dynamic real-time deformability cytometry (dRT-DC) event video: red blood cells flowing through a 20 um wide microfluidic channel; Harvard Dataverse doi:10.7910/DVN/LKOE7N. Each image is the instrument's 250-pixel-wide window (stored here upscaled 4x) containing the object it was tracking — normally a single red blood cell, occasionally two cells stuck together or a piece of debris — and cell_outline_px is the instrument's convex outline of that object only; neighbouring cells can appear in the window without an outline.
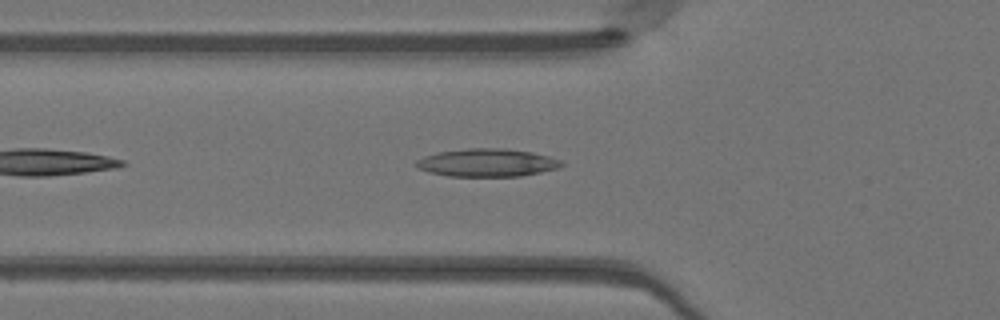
{"species": "Egyptian fruit bat (a non-hibernating species)", "species_latin": "Rousettus aegyptiacus", "temperature_condition": "warm", "stored_images_in_passage": 37, "camera_frame_rate_fps": 3000, "um_per_image_px": 0.085, "animal": {"sex": "female"}, "frame": {"image": 1, "passage_image": 5, "time_ms": 1.333, "image_size_px": [1000, 320], "cell_outline_px": [[564, 164], [560, 168], [520, 176], [448, 176], [428, 172], [416, 168], [416, 160], [424, 156], [440, 152], [468, 148], [508, 148], [532, 152], [548, 156], [560, 160]], "centroid_in_image_um": [41.4, 13.83], "position_along_channel_um": 84.4, "area_um2": 23.7}}
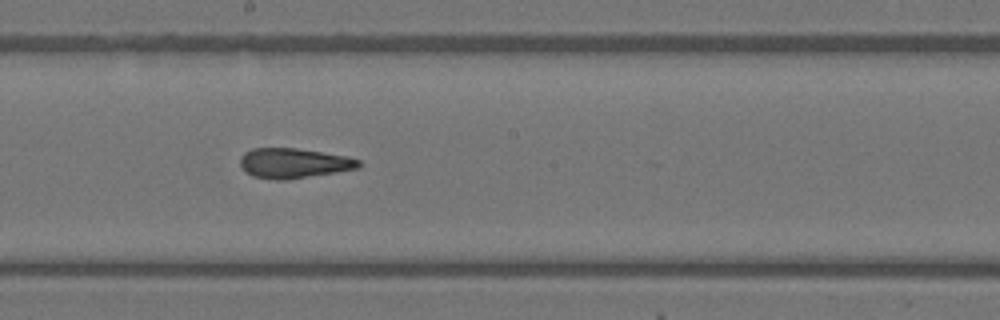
{"frame": {"image": 2, "passage_image": 15, "time_ms": 4.667, "image_size_px": [1000, 320], "cell_outline_px": [[364, 164], [360, 168], [288, 180], [276, 180], [252, 176], [244, 172], [240, 164], [240, 156], [244, 152], [252, 148], [296, 148], [348, 156], [360, 160]], "centroid_in_image_um": [24.97, 13.87], "position_along_channel_um": 223.2, "area_um2": 21.04}}
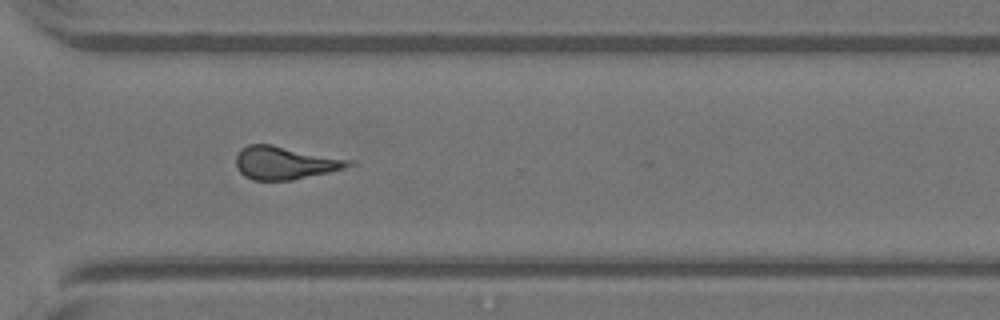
{"frame": {"image": 3, "passage_image": 24, "time_ms": 7.667, "image_size_px": [1000, 320], "cell_outline_px": [[356, 164], [344, 168], [328, 172], [292, 180], [252, 180], [244, 176], [236, 168], [236, 156], [240, 148], [248, 144], [272, 144], [356, 160]], "centroid_in_image_um": [24.24, 13.82], "position_along_channel_um": 346.4, "area_um2": 22.02}, "authors_computed_cell_mechanics": {"area_um2": 21.4438, "velocity_mm_per_s": 4.1249, "shape_relaxation_time_tau1_ms": null, "shape_relaxation_time_tau2_ms": 5.1862, "deformation_change_tau1": null, "deformation_change_tau2": 0.2118}}